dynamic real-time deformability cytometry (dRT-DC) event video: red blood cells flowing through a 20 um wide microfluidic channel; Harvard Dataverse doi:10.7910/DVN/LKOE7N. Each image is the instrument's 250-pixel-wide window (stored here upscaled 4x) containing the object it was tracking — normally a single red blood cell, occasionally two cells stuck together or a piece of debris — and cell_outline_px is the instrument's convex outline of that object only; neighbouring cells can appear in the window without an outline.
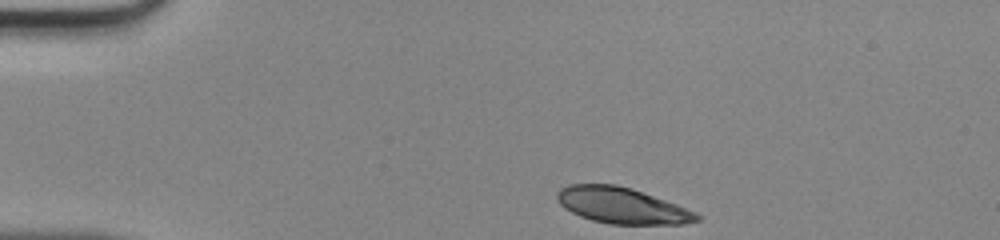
{"species": "human", "species_latin": "Homo sapiens", "temperature_condition": "room temperature", "stored_images_in_passage": 33, "camera_frame_rate_fps": 3000, "um_per_image_px": 0.085, "donor": {"sex": "male"}, "frame": {"image": 1, "passage_image": 1, "time_ms": 0.0, "image_size_px": [1000, 240], "cell_outline_px": [[704, 216], [700, 220], [684, 224], [608, 224], [592, 220], [580, 216], [564, 208], [556, 200], [556, 192], [560, 188], [568, 184], [616, 184], [632, 188], [676, 204], [696, 212]], "centroid_in_image_um": [52.86, 17.47], "position_along_channel_um": 32.1, "area_um2": 29.54}}
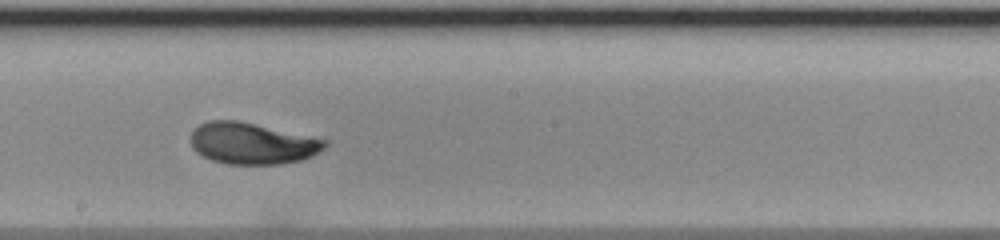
{"frame": {"image": 2, "passage_image": 19, "time_ms": 6.0, "image_size_px": [1000, 240], "cell_outline_px": [[328, 144], [324, 148], [312, 156], [300, 160], [280, 164], [228, 164], [212, 160], [196, 152], [192, 148], [192, 128], [208, 120], [236, 120], [328, 140]], "centroid_in_image_um": [21.42, 12.19], "position_along_channel_um": 226.8, "area_um2": 32.19}}
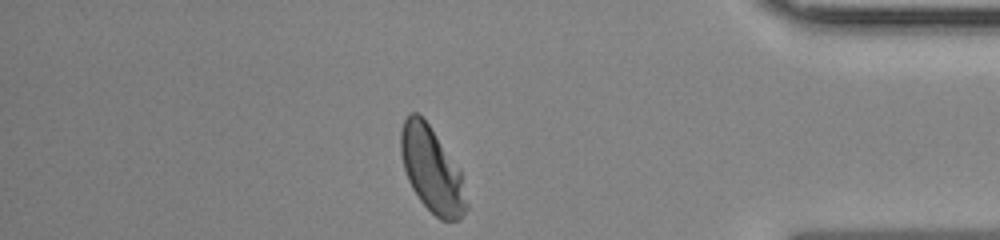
{"frame": {"image": 3, "passage_image": 33, "time_ms": 10.667, "image_size_px": [1000, 240], "cell_outline_px": [[468, 208], [460, 220], [440, 220], [420, 200], [412, 188], [408, 180], [404, 168], [400, 152], [400, 132], [404, 120], [412, 112], [416, 112], [428, 124], [460, 168], [468, 204]], "centroid_in_image_um": [36.72, 14.46], "position_along_channel_um": 398.5, "area_um2": 32.37}}